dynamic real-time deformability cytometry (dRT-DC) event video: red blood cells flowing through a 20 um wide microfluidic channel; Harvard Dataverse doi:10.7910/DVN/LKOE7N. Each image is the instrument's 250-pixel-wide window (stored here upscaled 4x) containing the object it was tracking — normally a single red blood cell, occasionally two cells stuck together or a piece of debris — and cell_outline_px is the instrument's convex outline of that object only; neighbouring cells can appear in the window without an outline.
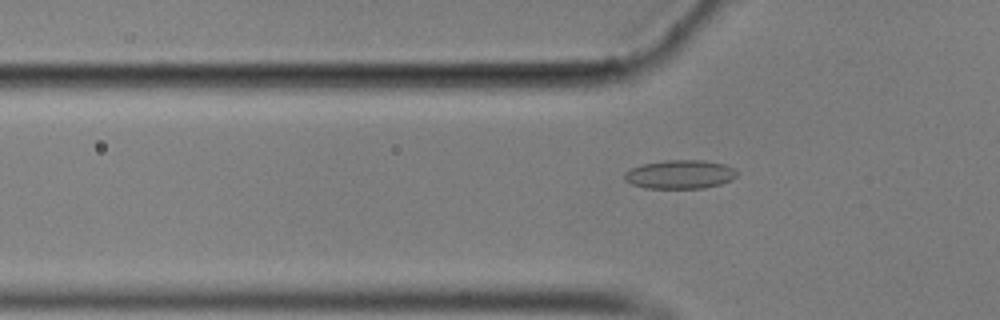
{"species": "common noctule bat (a hibernating species)", "species_latin": "Nyctalus noctula", "temperature_condition": "cold", "stored_images_in_passage": 56, "camera_frame_rate_fps": 3000, "um_per_image_px": 0.085, "animal": {"sex": "male", "body_mass_g": 17.9}, "frame": {"image": 1, "passage_image": 18, "time_ms": 5.667, "image_size_px": [1000, 320], "cell_outline_px": [[736, 176], [732, 180], [720, 184], [704, 188], [644, 188], [632, 184], [624, 180], [624, 172], [632, 168], [644, 164], [664, 160], [704, 160], [724, 164], [732, 168], [736, 172]], "centroid_in_image_um": [57.78, 14.82], "position_along_channel_um": 68.0, "area_um2": 18.79}}
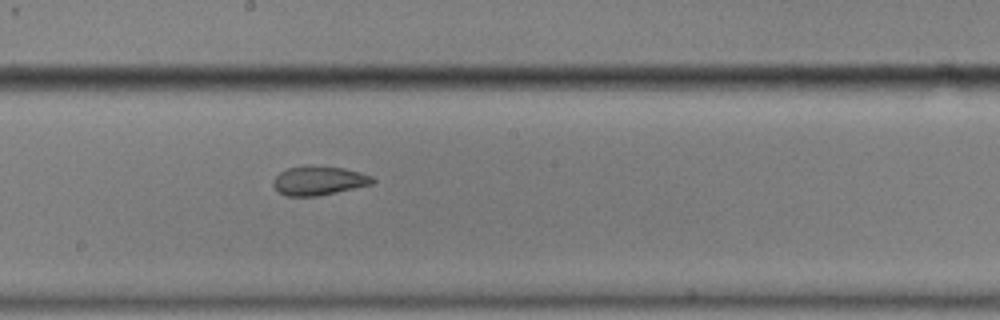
{"frame": {"image": 2, "passage_image": 31, "time_ms": 10.0, "image_size_px": [1000, 320], "cell_outline_px": [[376, 180], [372, 184], [316, 196], [288, 196], [280, 192], [272, 184], [272, 180], [280, 172], [288, 168], [344, 168], [360, 172], [372, 176]], "centroid_in_image_um": [27.11, 15.39], "position_along_channel_um": 221.1, "area_um2": 16.01}}
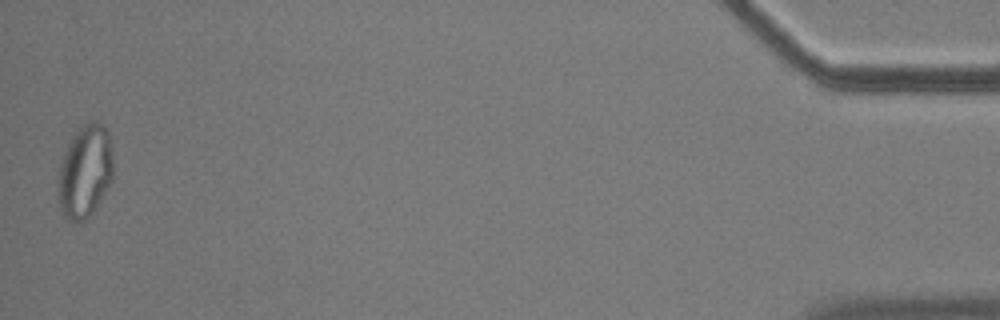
{"frame": {"image": 3, "passage_image": 56, "time_ms": 18.333, "image_size_px": [1000, 320], "cell_outline_px": [[112, 180], [100, 200], [92, 212], [80, 224], [72, 224], [64, 216], [60, 208], [56, 196], [60, 164], [64, 152], [72, 136], [84, 124], [92, 120], [100, 120], [108, 128], [112, 152]], "centroid_in_image_um": [7.21, 14.58], "position_along_channel_um": 428.0, "area_um2": 30.35}, "authors_computed_cell_mechanics": {"area_um2": 18.785, "velocity_mm_per_s": 3.5283, "shape_relaxation_time_tau1_ms": null, "shape_relaxation_time_tau2_ms": 1.9279, "deformation_change_tau1": null, "deformation_change_tau2": 0.0594}}